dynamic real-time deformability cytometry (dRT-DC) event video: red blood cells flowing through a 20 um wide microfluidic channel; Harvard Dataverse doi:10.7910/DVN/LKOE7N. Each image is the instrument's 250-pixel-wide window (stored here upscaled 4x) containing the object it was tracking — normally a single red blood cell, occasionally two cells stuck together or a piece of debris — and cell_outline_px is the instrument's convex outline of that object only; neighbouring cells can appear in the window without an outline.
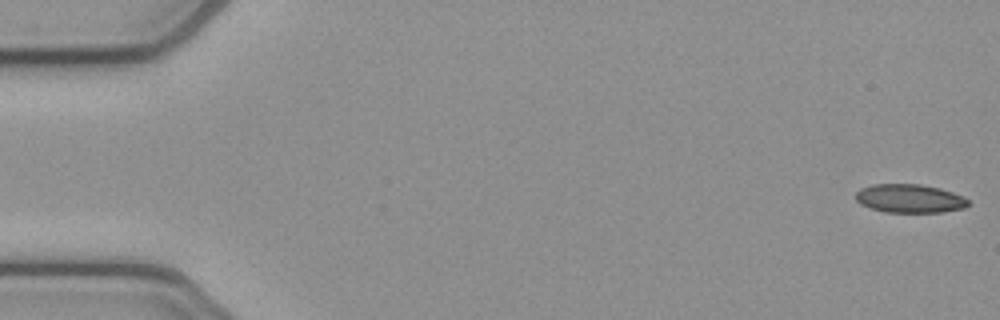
{"species": "common noctule bat (a hibernating species)", "species_latin": "Nyctalus noctula", "temperature_condition": "cold", "stored_images_in_passage": 53, "camera_frame_rate_fps": 3000, "um_per_image_px": 0.085, "animal": {"sex": "female", "body_mass_g": 21.9}, "frame": {"image": 1, "passage_image": 1, "time_ms": 0.0, "image_size_px": [1000, 320], "cell_outline_px": [[968, 204], [964, 208], [944, 212], [884, 212], [860, 204], [856, 200], [856, 192], [860, 188], [872, 184], [920, 184], [940, 188], [964, 196], [968, 200]], "centroid_in_image_um": [77.32, 16.87], "position_along_channel_um": 7.7, "area_um2": 18.79}}
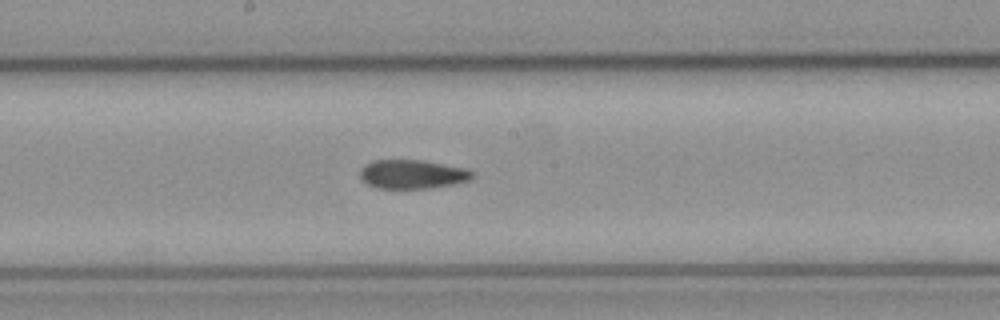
{"frame": {"image": 2, "passage_image": 28, "time_ms": 9.0, "image_size_px": [1000, 320], "cell_outline_px": [[476, 176], [468, 180], [456, 184], [432, 188], [376, 188], [360, 180], [360, 168], [364, 164], [372, 160], [424, 160], [468, 168], [476, 172]], "centroid_in_image_um": [35.09, 14.8], "position_along_channel_um": 213.1, "area_um2": 19.42}}
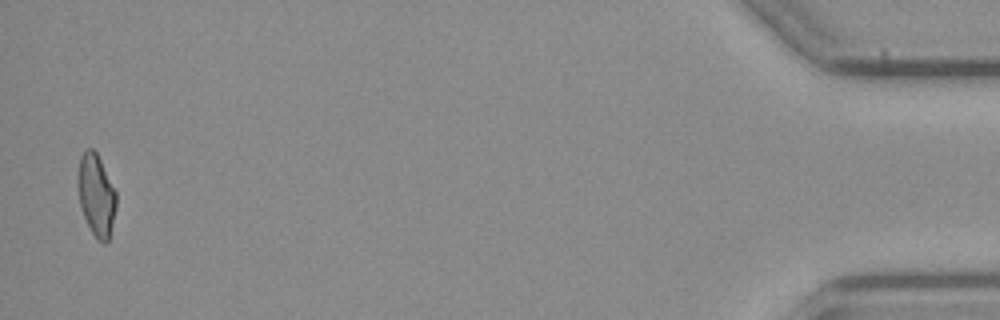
{"frame": {"image": 3, "passage_image": 52, "time_ms": 17.0, "image_size_px": [1000, 320], "cell_outline_px": [[116, 208], [108, 240], [104, 244], [92, 232], [84, 216], [80, 204], [76, 184], [76, 180], [80, 156], [88, 148], [92, 148], [96, 152], [116, 192]], "centroid_in_image_um": [8.16, 16.55], "position_along_channel_um": 427.0, "area_um2": 18.09}, "authors_computed_cell_mechanics": {"area_um2": 19.5364, "velocity_mm_per_s": 3.8655, "shape_relaxation_time_tau1_ms": null, "shape_relaxation_time_tau2_ms": 3.8845, "deformation_change_tau1": null, "deformation_change_tau2": 0.0947}}